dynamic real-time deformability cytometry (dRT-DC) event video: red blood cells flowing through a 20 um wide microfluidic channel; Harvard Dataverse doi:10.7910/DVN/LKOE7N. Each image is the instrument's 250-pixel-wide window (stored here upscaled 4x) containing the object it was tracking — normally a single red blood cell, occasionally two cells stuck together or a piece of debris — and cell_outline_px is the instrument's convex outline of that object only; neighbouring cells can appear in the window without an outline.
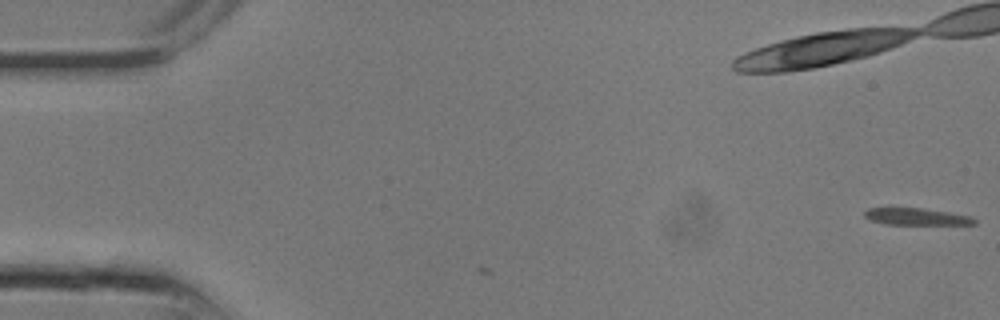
{"species": "common noctule bat (a hibernating species)", "species_latin": "Nyctalus noctula", "temperature_condition": "room temperature", "stored_images_in_passage": 2, "camera_frame_rate_fps": 3000, "um_per_image_px": 0.085, "animal": {"sex": "male", "body_mass_g": 13.3}, "frame": {"image": 1, "passage_image": 2, "time_ms": 0.333, "image_size_px": [1000, 320], "cell_outline_px": [[976, 224], [884, 224], [872, 220], [864, 216], [864, 212], [868, 208], [924, 208], [972, 216], [976, 220]], "centroid_in_image_um": [77.91, 18.41], "position_along_channel_um": 7.1, "area_um2": 10.69}}